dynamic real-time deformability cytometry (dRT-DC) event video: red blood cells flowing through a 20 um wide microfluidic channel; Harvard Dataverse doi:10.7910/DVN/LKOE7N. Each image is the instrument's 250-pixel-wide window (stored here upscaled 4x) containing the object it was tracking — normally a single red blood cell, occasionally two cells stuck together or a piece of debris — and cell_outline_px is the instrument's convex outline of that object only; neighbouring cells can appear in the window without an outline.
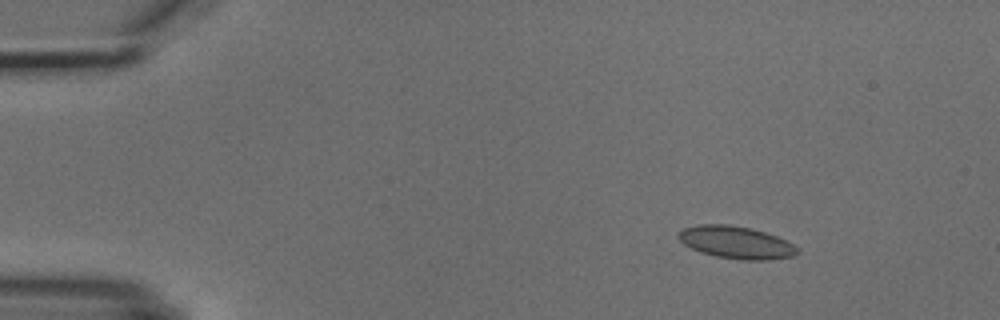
{"species": "common noctule bat (a hibernating species)", "species_latin": "Nyctalus noctula", "temperature_condition": "cold", "stored_images_in_passage": 6, "camera_frame_rate_fps": 3000, "um_per_image_px": 0.085, "animal": {"sex": "male", "body_mass_g": 18.8}, "frame": {"image": 1, "passage_image": 2, "time_ms": 1.0, "image_size_px": [1000, 320], "cell_outline_px": [[800, 252], [792, 256], [768, 260], [740, 260], [716, 256], [700, 252], [684, 244], [676, 236], [684, 228], [696, 224], [728, 224], [752, 228], [776, 236], [800, 248]], "centroid_in_image_um": [62.57, 20.6], "position_along_channel_um": 22.4, "area_um2": 22.48}}
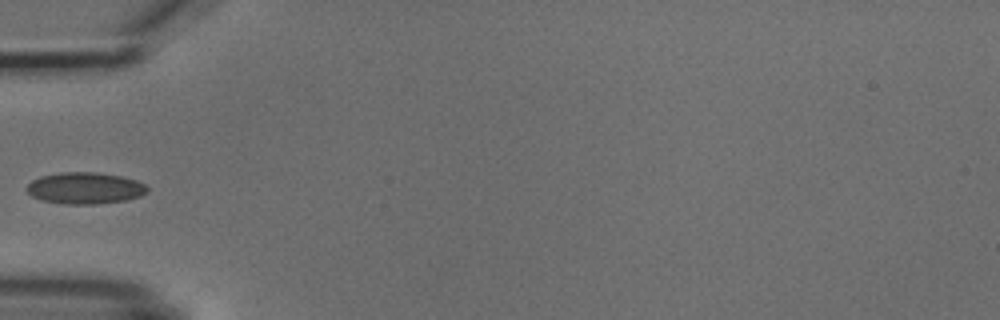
{"frame": {"image": 2, "passage_image": 5, "time_ms": 4.667, "image_size_px": [1000, 320], "cell_outline_px": [[148, 192], [140, 196], [124, 200], [96, 204], [64, 204], [40, 200], [32, 196], [24, 188], [32, 180], [40, 176], [60, 172], [96, 172], [120, 176], [136, 180], [144, 184], [148, 188]], "centroid_in_image_um": [7.19, 15.99], "position_along_channel_um": 77.8, "area_um2": 22.25}}
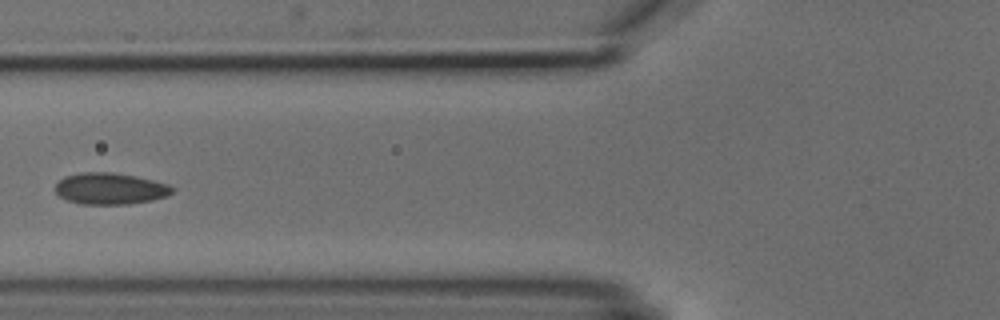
{"frame": {"image": 3, "passage_image": 6, "time_ms": 5.667, "image_size_px": [1000, 320], "cell_outline_px": [[172, 192], [168, 196], [152, 200], [128, 204], [80, 204], [68, 200], [60, 196], [56, 192], [56, 184], [64, 176], [80, 172], [112, 172], [136, 176], [168, 184], [172, 188]], "centroid_in_image_um": [9.35, 16.03], "position_along_channel_um": 116.4, "area_um2": 21.39}}